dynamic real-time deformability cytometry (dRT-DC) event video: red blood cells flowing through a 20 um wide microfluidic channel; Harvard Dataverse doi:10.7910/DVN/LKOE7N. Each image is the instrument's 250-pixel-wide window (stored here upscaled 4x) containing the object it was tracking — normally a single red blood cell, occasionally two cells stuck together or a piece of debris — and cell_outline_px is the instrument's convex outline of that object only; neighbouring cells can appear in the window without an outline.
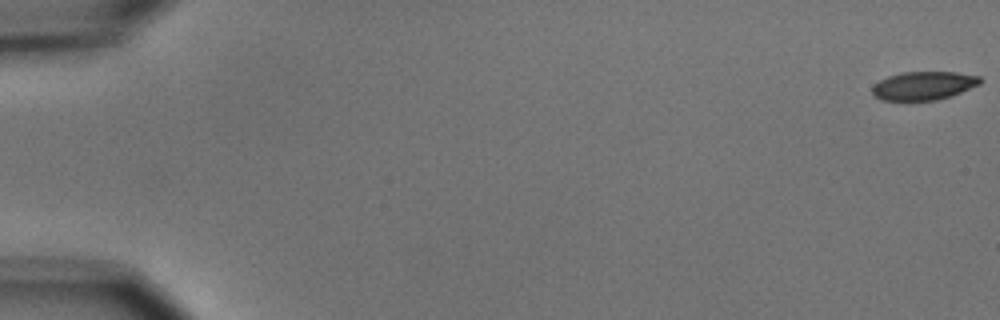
{"species": "common noctule bat (a hibernating species)", "species_latin": "Nyctalus noctula", "temperature_condition": "cold", "stored_images_in_passage": 5, "camera_frame_rate_fps": 3000, "um_per_image_px": 0.085, "animal": {"sex": "male", "body_mass_g": 15.6}, "frame": {"image": 1, "passage_image": 1, "time_ms": 0.0, "image_size_px": [1000, 320], "cell_outline_px": [[980, 84], [952, 96], [936, 100], [880, 100], [872, 96], [872, 88], [880, 80], [888, 76], [900, 72], [956, 72], [980, 76]], "centroid_in_image_um": [78.49, 7.28], "position_along_channel_um": 6.5, "area_um2": 17.92}}
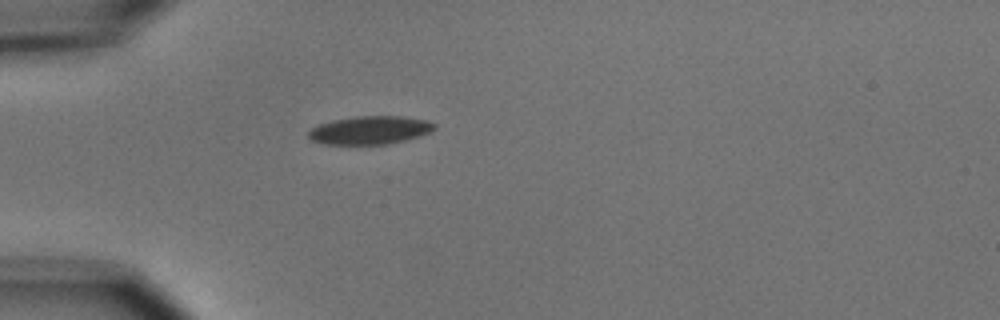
{"frame": {"image": 2, "passage_image": 5, "time_ms": 5.333, "image_size_px": [1000, 320], "cell_outline_px": [[436, 128], [432, 132], [420, 136], [388, 144], [324, 144], [312, 140], [308, 136], [308, 132], [312, 128], [320, 124], [332, 120], [356, 116], [400, 116], [424, 120], [436, 124]], "centroid_in_image_um": [31.46, 11.06], "position_along_channel_um": 53.5, "area_um2": 20.63}}